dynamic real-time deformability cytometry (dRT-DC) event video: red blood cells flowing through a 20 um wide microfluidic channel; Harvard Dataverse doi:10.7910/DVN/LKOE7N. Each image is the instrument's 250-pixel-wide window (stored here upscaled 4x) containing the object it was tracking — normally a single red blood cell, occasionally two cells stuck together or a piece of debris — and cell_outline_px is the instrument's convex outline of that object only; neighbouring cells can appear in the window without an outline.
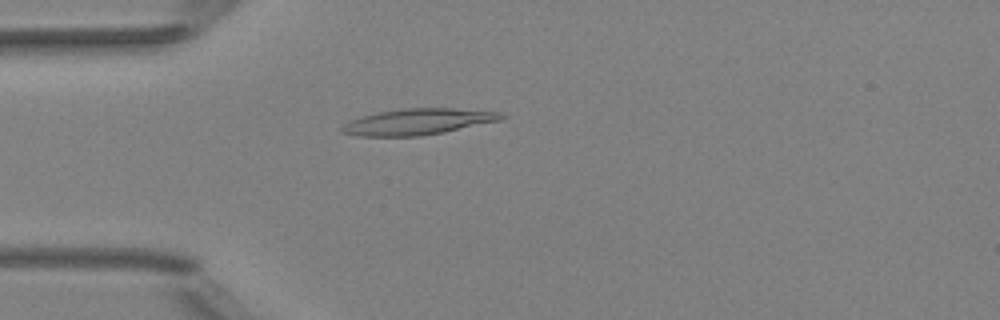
{"species": "Egyptian fruit bat (a non-hibernating species)", "species_latin": "Rousettus aegyptiacus", "temperature_condition": "room temperature", "stored_images_in_passage": 42, "camera_frame_rate_fps": 3000, "um_per_image_px": 0.085, "animal": {"sex": "female"}, "frame": {"image": 1, "passage_image": 5, "time_ms": 1.333, "image_size_px": [1000, 320], "cell_outline_px": [[508, 116], [500, 120], [444, 132], [420, 136], [356, 136], [340, 132], [340, 128], [348, 120], [360, 116], [380, 112], [404, 108], [452, 108], [504, 112]], "centroid_in_image_um": [35.51, 10.34], "position_along_channel_um": 49.5, "area_um2": 24.39}}
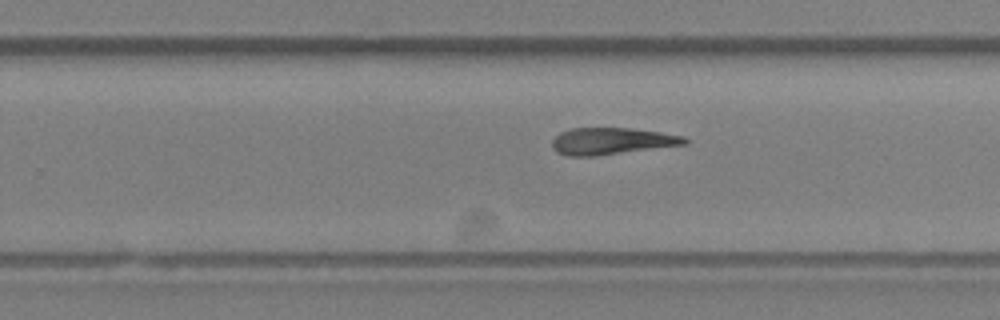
{"frame": {"image": 2, "passage_image": 23, "time_ms": 7.333, "image_size_px": [1000, 320], "cell_outline_px": [[688, 144], [592, 156], [568, 156], [556, 152], [552, 148], [552, 140], [560, 132], [572, 128], [632, 128], [660, 132], [684, 136], [688, 140]], "centroid_in_image_um": [51.98, 11.99], "position_along_channel_um": 277.8, "area_um2": 20.63}}
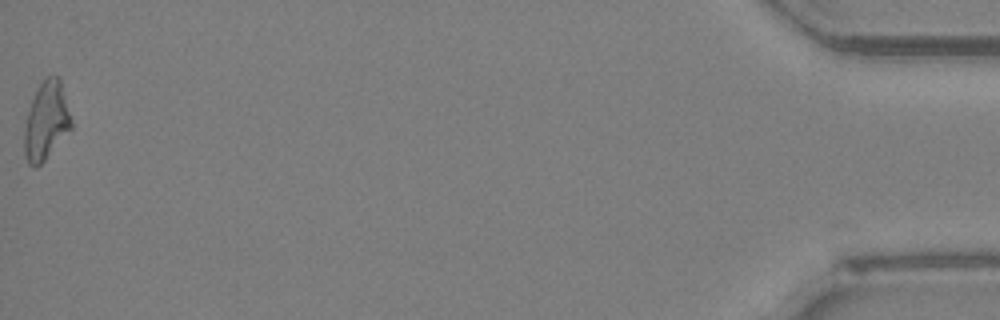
{"frame": {"image": 3, "passage_image": 42, "time_ms": 13.667, "image_size_px": [1000, 320], "cell_outline_px": [[72, 128], [44, 160], [36, 168], [28, 164], [24, 156], [24, 128], [28, 112], [32, 100], [44, 76], [60, 76], [72, 120]], "centroid_in_image_um": [3.93, 10.27], "position_along_channel_um": 431.3, "area_um2": 21.39}}